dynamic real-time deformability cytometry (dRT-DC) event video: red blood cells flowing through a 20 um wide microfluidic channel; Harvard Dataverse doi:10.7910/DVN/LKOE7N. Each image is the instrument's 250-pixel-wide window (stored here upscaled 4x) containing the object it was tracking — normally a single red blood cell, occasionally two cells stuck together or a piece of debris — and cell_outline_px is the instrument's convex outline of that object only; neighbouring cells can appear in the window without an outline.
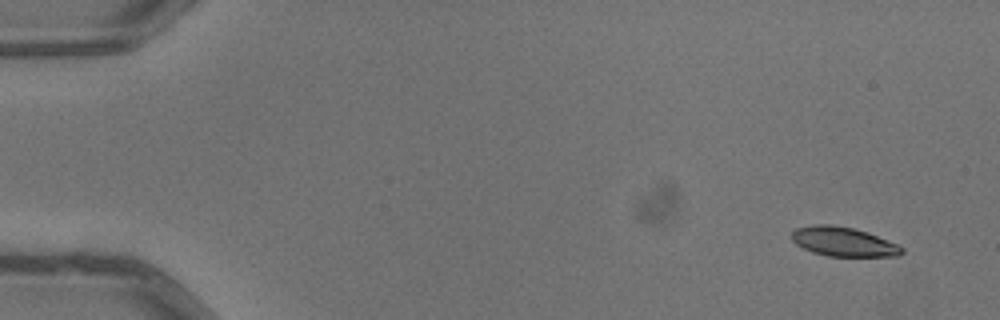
{"species": "common noctule bat (a hibernating species)", "species_latin": "Nyctalus noctula", "temperature_condition": "warm", "stored_images_in_passage": 4, "camera_frame_rate_fps": 3000, "um_per_image_px": 0.085, "animal": {"sex": "male", "body_mass_g": 13.3}, "frame": {"image": 1, "passage_image": 1, "time_ms": 0.0, "image_size_px": [1000, 320], "cell_outline_px": [[904, 252], [900, 256], [828, 256], [812, 252], [796, 244], [792, 240], [792, 232], [796, 228], [816, 224], [832, 224], [852, 228], [868, 232], [896, 244], [904, 248]], "centroid_in_image_um": [71.69, 20.54], "position_along_channel_um": 13.3, "area_um2": 18.73}}
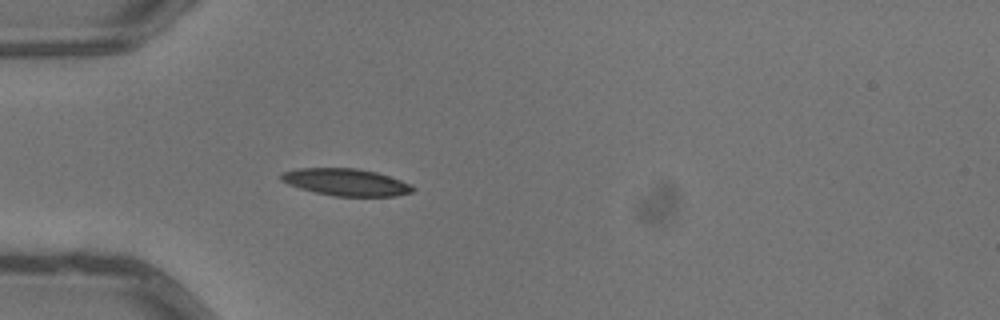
{"frame": {"image": 2, "passage_image": 4, "time_ms": 1.0, "image_size_px": [1000, 320], "cell_outline_px": [[416, 188], [412, 192], [396, 196], [332, 196], [300, 188], [288, 184], [280, 180], [280, 172], [296, 168], [356, 168], [376, 172], [412, 184]], "centroid_in_image_um": [29.39, 15.48], "position_along_channel_um": 55.6, "area_um2": 20.87}}